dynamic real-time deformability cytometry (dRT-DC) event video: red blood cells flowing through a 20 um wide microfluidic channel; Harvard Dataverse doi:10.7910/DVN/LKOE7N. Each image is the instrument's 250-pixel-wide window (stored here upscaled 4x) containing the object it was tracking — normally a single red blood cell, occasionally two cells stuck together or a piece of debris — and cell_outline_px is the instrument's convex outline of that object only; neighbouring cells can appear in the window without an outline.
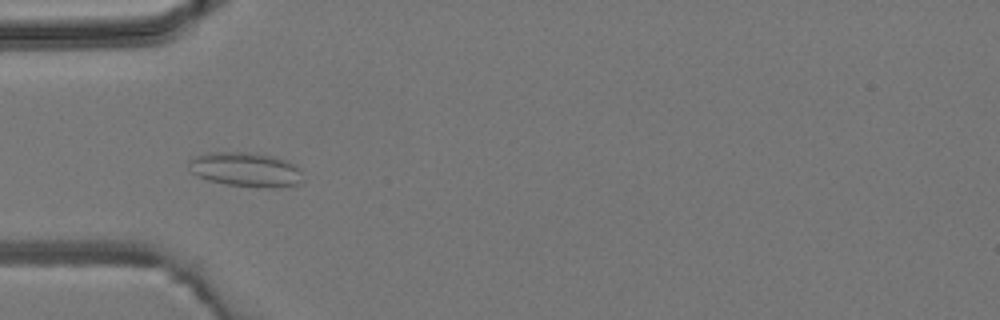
{"species": "common noctule bat (a hibernating species)", "species_latin": "Nyctalus noctula", "temperature_condition": "room temperature", "stored_images_in_passage": 6, "camera_frame_rate_fps": 3000, "um_per_image_px": 0.085, "animal": {"sex": "male", "body_mass_g": 19.2, "forearm_length_mm": 51.8}, "frame": {"image": 1, "passage_image": 5, "time_ms": 5.0, "image_size_px": [1000, 320], "cell_outline_px": [[304, 180], [300, 184], [272, 188], [228, 184], [208, 180], [192, 172], [188, 164], [188, 160], [196, 156], [208, 152], [248, 152], [272, 156], [288, 160], [296, 164], [300, 168]], "centroid_in_image_um": [20.95, 14.4], "position_along_channel_um": 64.1, "area_um2": 22.95}}